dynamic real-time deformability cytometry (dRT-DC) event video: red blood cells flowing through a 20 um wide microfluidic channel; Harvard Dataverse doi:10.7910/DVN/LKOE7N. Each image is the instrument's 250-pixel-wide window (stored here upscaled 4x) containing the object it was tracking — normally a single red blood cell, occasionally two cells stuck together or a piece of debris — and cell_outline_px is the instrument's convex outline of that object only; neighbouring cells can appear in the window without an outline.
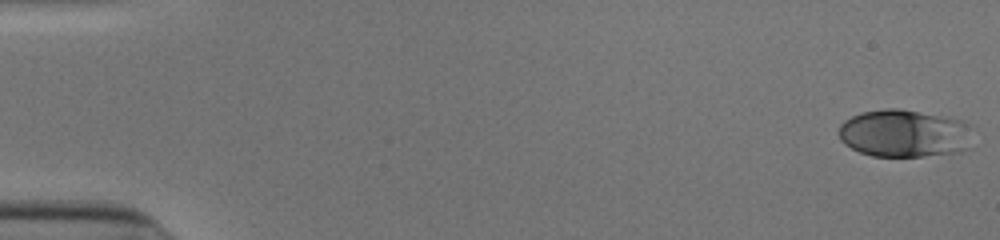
{"species": "human", "species_latin": "Homo sapiens", "temperature_condition": "cold", "stored_images_in_passage": 53, "camera_frame_rate_fps": 3000, "um_per_image_px": 0.085, "donor": {"sex": "male"}, "frame": {"image": 1, "passage_image": 1, "time_ms": 0.0, "image_size_px": [1000, 240], "cell_outline_px": [[976, 128], [972, 148], [960, 152], [924, 156], [872, 156], [860, 152], [844, 144], [840, 140], [840, 124], [844, 120], [860, 112], [884, 108], [900, 108], [952, 116], [972, 124]], "centroid_in_image_um": [77.02, 11.32], "position_along_channel_um": 8.0, "area_um2": 38.67}}
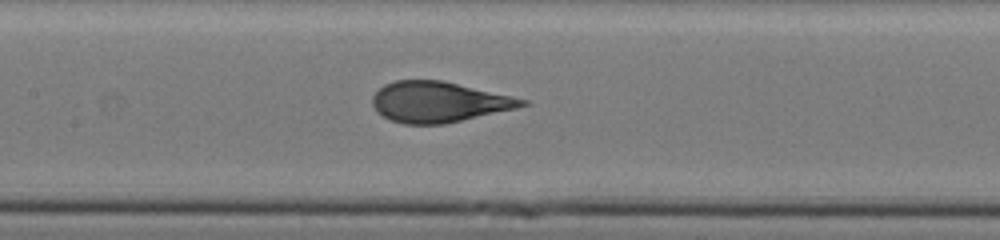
{"frame": {"image": 2, "passage_image": 26, "time_ms": 8.333, "image_size_px": [1000, 240], "cell_outline_px": [[532, 104], [516, 108], [444, 124], [404, 124], [392, 120], [376, 112], [372, 104], [372, 96], [384, 84], [396, 80], [440, 80], [512, 96], [528, 100]], "centroid_in_image_um": [37.28, 8.67], "position_along_channel_um": 170.1, "area_um2": 35.14}}
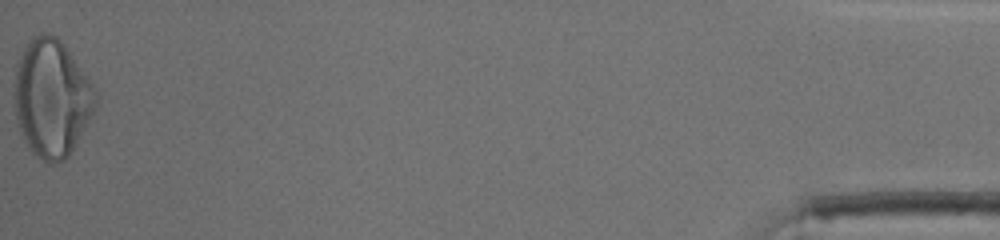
{"frame": {"image": 3, "passage_image": 53, "time_ms": 17.333, "image_size_px": [1000, 240], "cell_outline_px": [[100, 96], [96, 108], [68, 156], [64, 160], [52, 164], [36, 156], [32, 152], [24, 140], [20, 132], [16, 120], [16, 64], [20, 52], [28, 40], [40, 32], [44, 32], [56, 36], [64, 44], [96, 88]], "centroid_in_image_um": [4.42, 8.31], "position_along_channel_um": 430.8, "area_um2": 55.66}, "authors_computed_cell_mechanics": {"area_um2": 36.2984, "velocity_mm_per_s": 3.9188, "shape_relaxation_time_tau1_ms": 7.1271, "shape_relaxation_time_tau2_ms": null, "deformation_change_tau1": 0.2528, "deformation_change_tau2": null}}